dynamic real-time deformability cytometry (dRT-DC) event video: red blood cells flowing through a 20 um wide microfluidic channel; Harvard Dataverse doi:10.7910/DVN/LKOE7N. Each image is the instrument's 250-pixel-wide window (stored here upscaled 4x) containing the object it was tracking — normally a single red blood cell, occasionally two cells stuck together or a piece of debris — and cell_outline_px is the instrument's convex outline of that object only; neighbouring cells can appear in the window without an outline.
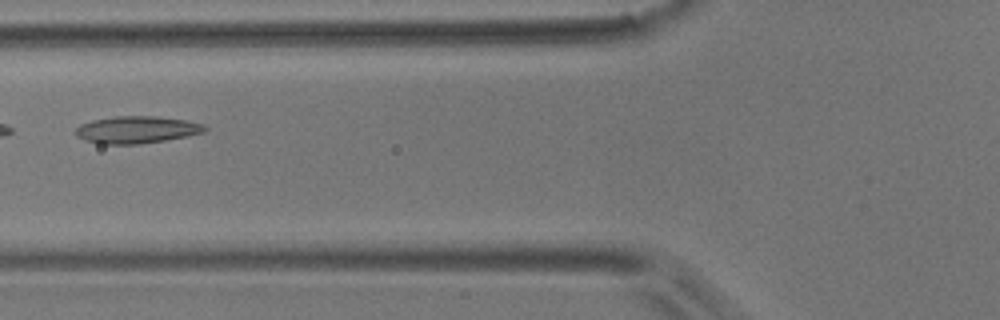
{"species": "common noctule bat (a hibernating species)", "species_latin": "Nyctalus noctula", "temperature_condition": "room temperature", "stored_images_in_passage": 8, "camera_frame_rate_fps": 3000, "um_per_image_px": 0.085, "animal": {"sex": "male", "body_mass_g": 17.9}, "frame": {"image": 1, "passage_image": 6, "time_ms": 5.667, "image_size_px": [1000, 320], "cell_outline_px": [[208, 128], [204, 132], [188, 136], [164, 140], [136, 144], [100, 144], [84, 140], [76, 136], [72, 132], [80, 124], [92, 120], [116, 116], [152, 116], [184, 120], [204, 124]], "centroid_in_image_um": [11.57, 11.03], "position_along_channel_um": 114.2, "area_um2": 20.46}}
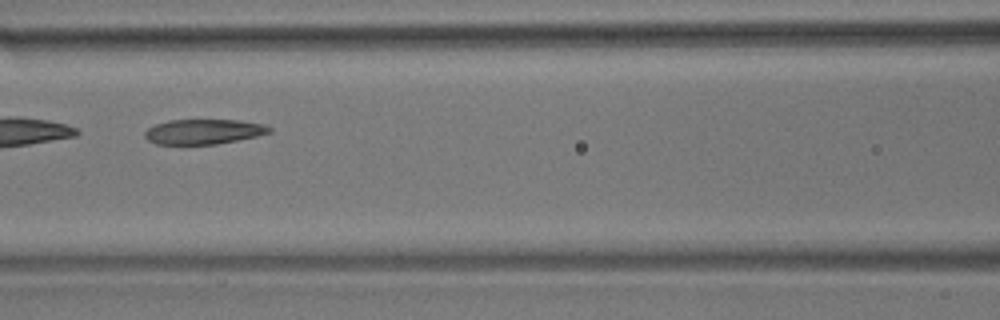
{"frame": {"image": 2, "passage_image": 7, "time_ms": 6.667, "image_size_px": [1000, 320], "cell_outline_px": [[272, 132], [256, 136], [216, 144], [156, 144], [148, 140], [144, 136], [144, 132], [148, 128], [156, 124], [168, 120], [240, 120], [264, 124], [272, 128]], "centroid_in_image_um": [17.31, 11.18], "position_along_channel_um": 149.3, "area_um2": 18.09}}